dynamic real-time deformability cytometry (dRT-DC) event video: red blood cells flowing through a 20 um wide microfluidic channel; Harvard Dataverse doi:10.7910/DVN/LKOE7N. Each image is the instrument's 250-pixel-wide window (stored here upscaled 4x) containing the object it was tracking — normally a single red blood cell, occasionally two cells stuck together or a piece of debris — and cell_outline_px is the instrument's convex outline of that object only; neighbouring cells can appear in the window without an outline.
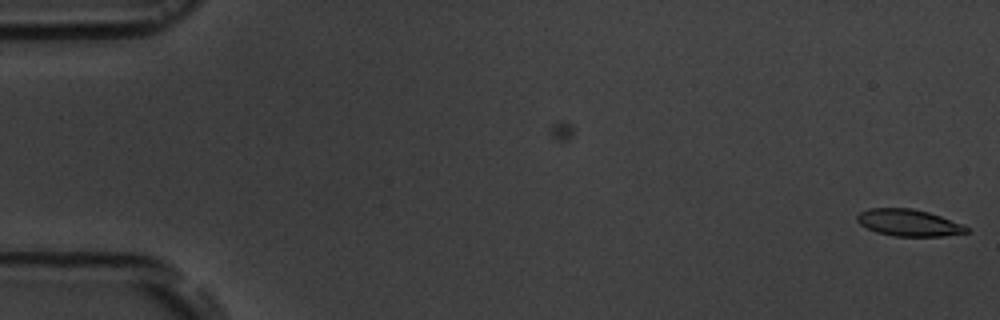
{"species": "common noctule bat (a hibernating species)", "species_latin": "Nyctalus noctula", "temperature_condition": "room temperature", "stored_images_in_passage": 5, "camera_frame_rate_fps": 3000, "um_per_image_px": 0.085, "animal": {"sex": "male", "body_mass_g": 19.5, "forearm_length_mm": 54.6}, "frame": {"image": 1, "passage_image": 1, "time_ms": 0.0, "image_size_px": [1000, 320], "cell_outline_px": [[968, 232], [944, 236], [892, 236], [876, 232], [860, 224], [856, 220], [856, 216], [860, 212], [868, 208], [912, 208], [928, 212], [964, 224], [968, 228]], "centroid_in_image_um": [77.23, 18.93], "position_along_channel_um": 7.8, "area_um2": 17.11}}
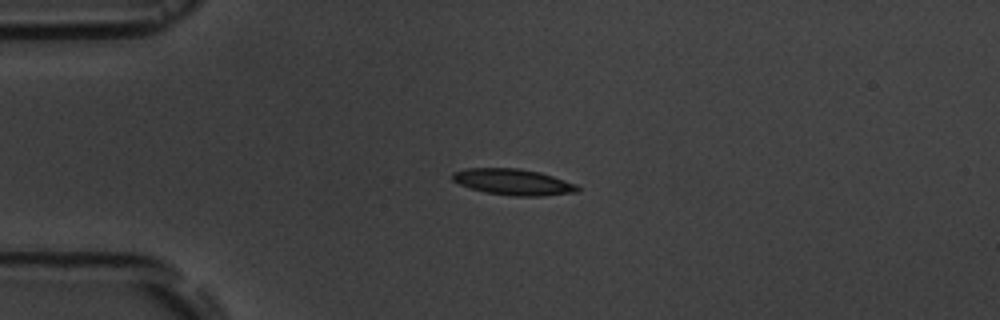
{"frame": {"image": 2, "passage_image": 4, "time_ms": 4.333, "image_size_px": [1000, 320], "cell_outline_px": [[580, 192], [544, 196], [512, 196], [484, 192], [460, 184], [452, 180], [452, 172], [464, 168], [516, 168], [540, 172], [576, 184], [580, 188]], "centroid_in_image_um": [43.63, 15.47], "position_along_channel_um": 41.4, "area_um2": 19.13}}